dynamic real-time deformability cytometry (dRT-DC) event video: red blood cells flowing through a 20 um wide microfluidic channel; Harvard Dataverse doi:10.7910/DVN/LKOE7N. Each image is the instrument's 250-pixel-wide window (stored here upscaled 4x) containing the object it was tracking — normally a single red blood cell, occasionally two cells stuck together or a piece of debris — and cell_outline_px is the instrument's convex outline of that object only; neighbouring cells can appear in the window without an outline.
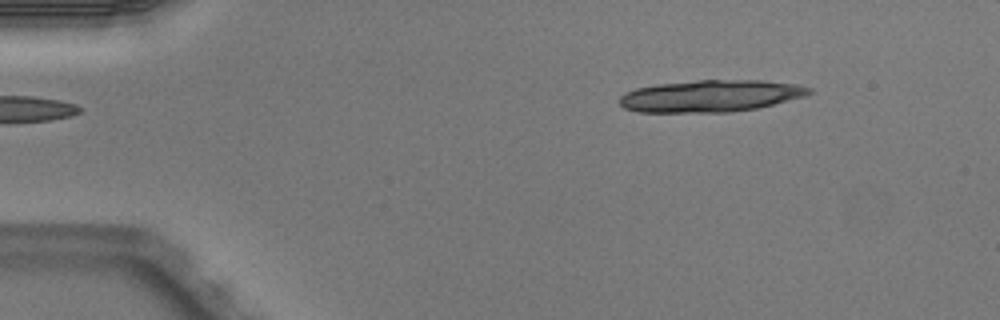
{"species": "Egyptian fruit bat (a non-hibernating species)", "species_latin": "Rousettus aegyptiacus", "temperature_condition": "warm", "stored_images_in_passage": 4, "camera_frame_rate_fps": 3000, "um_per_image_px": 0.085, "animal": {"sex": "male"}, "frame": {"image": 1, "passage_image": 1, "time_ms": 0.0, "image_size_px": [1000, 320], "cell_outline_px": [[812, 92], [804, 96], [756, 108], [732, 112], [636, 112], [624, 108], [616, 100], [624, 92], [636, 88], [656, 84], [696, 80], [764, 80], [796, 84], [812, 88]], "centroid_in_image_um": [60.34, 8.15], "position_along_channel_um": 24.7, "area_um2": 35.43}}